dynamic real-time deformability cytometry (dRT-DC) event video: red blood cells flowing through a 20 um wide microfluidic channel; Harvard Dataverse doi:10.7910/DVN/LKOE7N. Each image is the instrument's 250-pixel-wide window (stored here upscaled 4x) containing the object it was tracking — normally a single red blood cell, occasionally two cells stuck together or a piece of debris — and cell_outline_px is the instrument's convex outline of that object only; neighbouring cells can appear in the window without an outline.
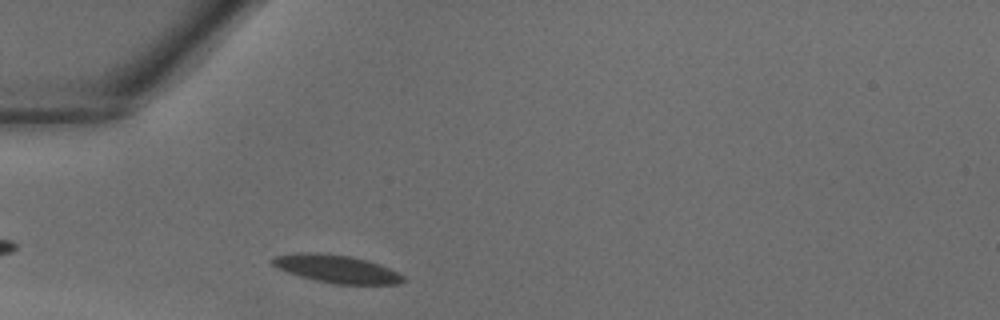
{"species": "common noctule bat (a hibernating species)", "species_latin": "Nyctalus noctula", "temperature_condition": "warm", "stored_images_in_passage": 23, "camera_frame_rate_fps": 3000, "um_per_image_px": 0.085, "animal": {"sex": "male", "body_mass_g": 18.8}, "frame": {"image": 1, "passage_image": 1, "time_ms": 0.0, "image_size_px": [1000, 320], "cell_outline_px": [[404, 280], [396, 284], [336, 284], [316, 280], [300, 276], [276, 268], [268, 260], [272, 256], [296, 252], [316, 252], [352, 256], [368, 260], [380, 264], [404, 276]], "centroid_in_image_um": [28.53, 22.83], "position_along_channel_um": 56.5, "area_um2": 21.39}}
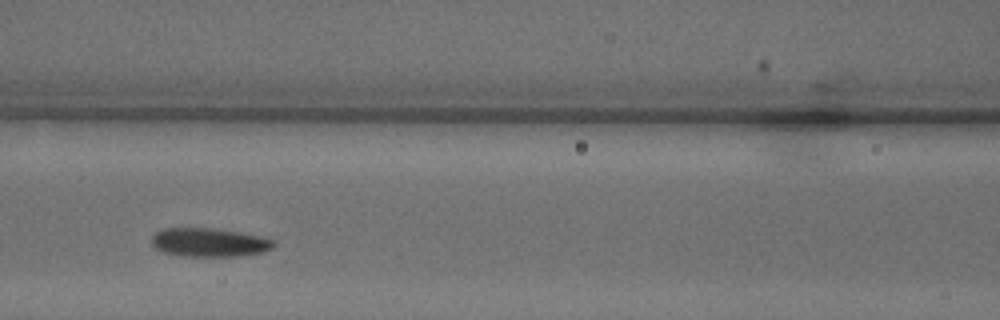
{"frame": {"image": 2, "passage_image": 7, "time_ms": 2.0, "image_size_px": [1000, 320], "cell_outline_px": [[276, 244], [272, 248], [264, 252], [236, 256], [180, 256], [164, 252], [156, 248], [152, 244], [152, 236], [156, 232], [164, 228], [216, 228], [264, 236], [276, 240]], "centroid_in_image_um": [17.84, 20.59], "position_along_channel_um": 148.8, "area_um2": 20.63}}
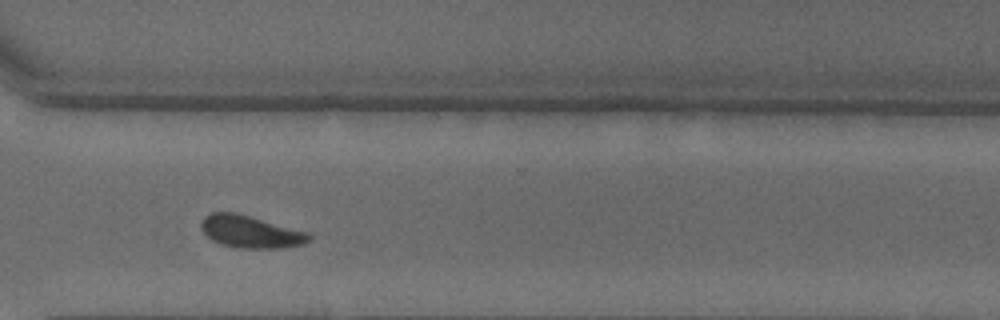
{"frame": {"image": 3, "passage_image": 19, "time_ms": 6.0, "image_size_px": [1000, 320], "cell_outline_px": [[312, 240], [304, 244], [284, 248], [240, 248], [220, 244], [212, 240], [200, 228], [200, 224], [204, 216], [212, 212], [236, 212], [308, 232], [312, 236]], "centroid_in_image_um": [21.31, 19.7], "position_along_channel_um": 349.3, "area_um2": 20.46}}